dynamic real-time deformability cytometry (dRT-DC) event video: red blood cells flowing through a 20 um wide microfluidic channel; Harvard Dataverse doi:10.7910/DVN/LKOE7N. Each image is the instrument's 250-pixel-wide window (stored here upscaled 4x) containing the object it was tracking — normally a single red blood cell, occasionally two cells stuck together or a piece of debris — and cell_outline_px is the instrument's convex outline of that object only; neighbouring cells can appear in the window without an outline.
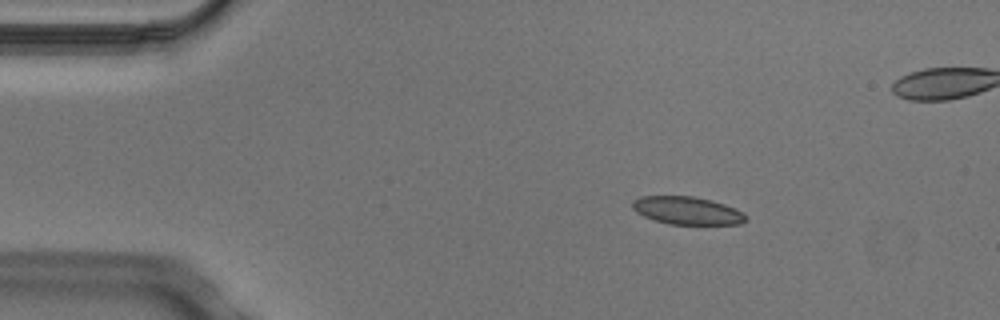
{"species": "Egyptian fruit bat (a non-hibernating species)", "species_latin": "Rousettus aegyptiacus", "temperature_condition": "cold", "stored_images_in_passage": 4, "camera_frame_rate_fps": 3000, "um_per_image_px": 0.085, "animal": {"sex": "male"}, "frame": {"image": 1, "passage_image": 2, "time_ms": 0.333, "image_size_px": [1000, 320], "cell_outline_px": [[748, 220], [740, 224], [668, 224], [644, 216], [636, 212], [632, 208], [632, 200], [640, 196], [692, 196], [712, 200], [736, 208], [744, 212], [748, 216]], "centroid_in_image_um": [58.44, 17.89], "position_along_channel_um": 26.6, "area_um2": 18.55}}